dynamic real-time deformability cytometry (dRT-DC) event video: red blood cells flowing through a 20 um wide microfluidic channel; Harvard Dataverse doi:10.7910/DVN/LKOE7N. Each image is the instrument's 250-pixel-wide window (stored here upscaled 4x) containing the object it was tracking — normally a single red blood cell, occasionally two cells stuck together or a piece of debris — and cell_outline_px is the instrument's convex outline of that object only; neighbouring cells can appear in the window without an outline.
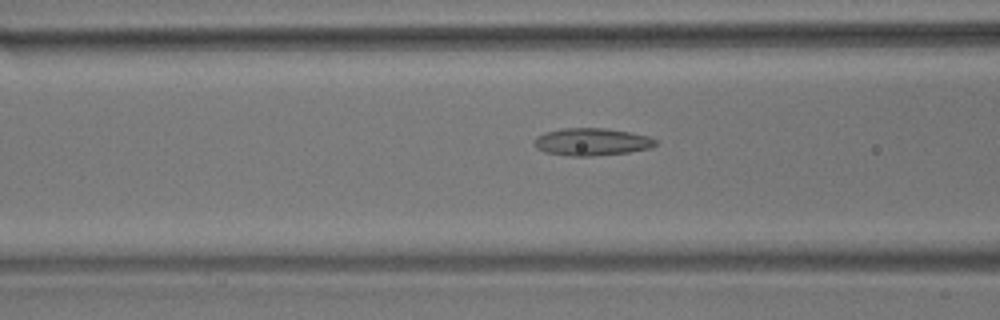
{"species": "common noctule bat (a hibernating species)", "species_latin": "Nyctalus noctula", "temperature_condition": "room temperature", "stored_images_in_passage": 33, "camera_frame_rate_fps": 3000, "um_per_image_px": 0.085, "animal": {"sex": "male", "body_mass_g": 17.9}, "frame": {"image": 1, "passage_image": 10, "time_ms": 3.0, "image_size_px": [1000, 320], "cell_outline_px": [[656, 144], [652, 148], [628, 152], [592, 156], [572, 156], [544, 152], [536, 148], [532, 144], [536, 136], [544, 132], [560, 128], [604, 128], [628, 132], [648, 136], [656, 140]], "centroid_in_image_um": [50.24, 12.05], "position_along_channel_um": 116.4, "area_um2": 19.48}}
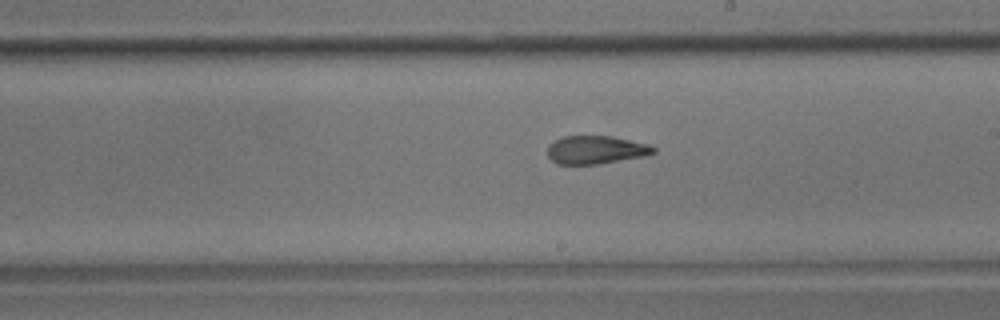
{"frame": {"image": 2, "passage_image": 20, "time_ms": 6.333, "image_size_px": [1000, 320], "cell_outline_px": [[656, 152], [644, 156], [600, 164], [556, 164], [548, 156], [548, 144], [564, 136], [612, 136], [648, 144], [656, 148]], "centroid_in_image_um": [50.65, 12.74], "position_along_channel_um": 238.4, "area_um2": 17.4}}
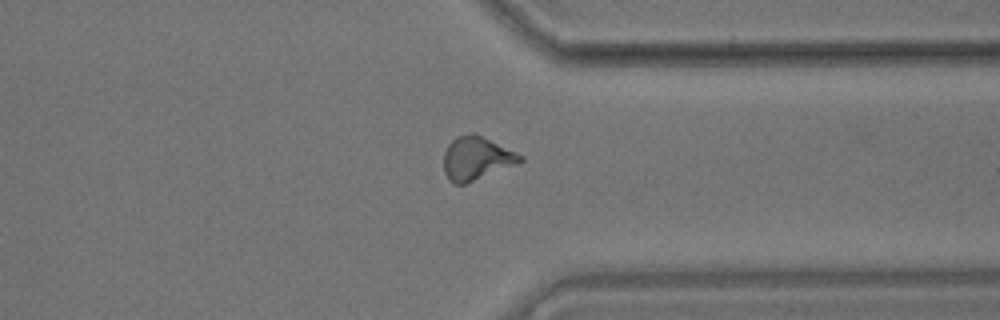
{"frame": {"image": 3, "passage_image": 31, "time_ms": 10.0, "image_size_px": [1000, 320], "cell_outline_px": [[524, 160], [516, 164], [464, 184], [456, 184], [448, 180], [444, 172], [444, 152], [448, 144], [456, 136], [480, 136], [516, 152], [524, 156]], "centroid_in_image_um": [40.47, 13.49], "position_along_channel_um": 370.9, "area_um2": 18.67}}